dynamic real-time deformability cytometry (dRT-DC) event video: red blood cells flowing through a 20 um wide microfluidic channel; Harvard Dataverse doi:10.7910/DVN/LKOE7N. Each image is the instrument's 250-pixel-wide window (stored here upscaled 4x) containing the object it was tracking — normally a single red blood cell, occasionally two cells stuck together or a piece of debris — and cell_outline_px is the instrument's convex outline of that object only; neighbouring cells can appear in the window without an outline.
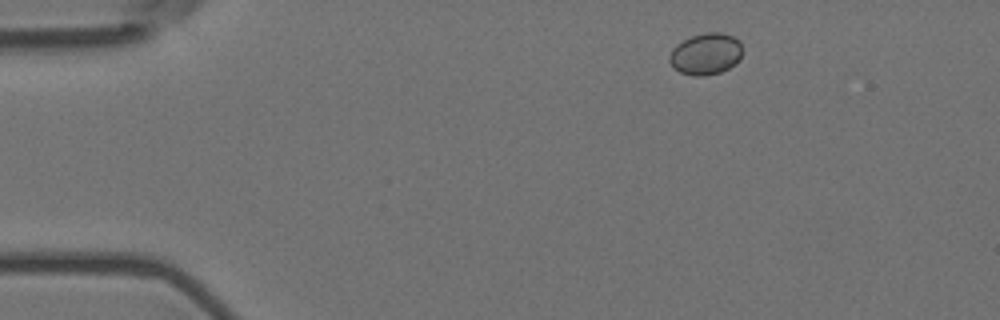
{"species": "Egyptian fruit bat (a non-hibernating species)", "species_latin": "Rousettus aegyptiacus", "temperature_condition": "room temperature", "stored_images_in_passage": 4, "camera_frame_rate_fps": 3000, "um_per_image_px": 0.085, "animal": {"sex": "female"}, "frame": {"image": 1, "passage_image": 1, "time_ms": 0.0, "image_size_px": [1000, 320], "cell_outline_px": [[744, 52], [740, 60], [736, 64], [720, 72], [704, 76], [692, 76], [680, 72], [672, 68], [668, 60], [668, 56], [672, 48], [676, 44], [692, 36], [704, 32], [720, 32], [732, 36], [740, 40]], "centroid_in_image_um": [60.0, 4.59], "position_along_channel_um": 25.0, "area_um2": 18.15}}
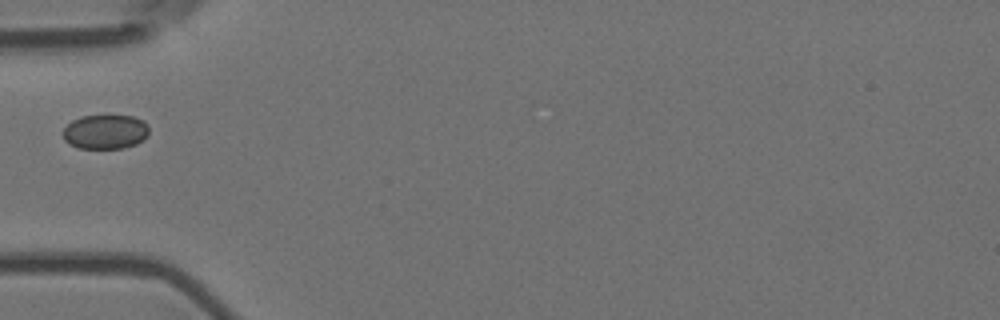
{"frame": {"image": 2, "passage_image": 4, "time_ms": 1.0, "image_size_px": [1000, 320], "cell_outline_px": [[148, 136], [144, 140], [136, 144], [124, 148], [80, 148], [68, 144], [64, 140], [64, 128], [72, 120], [80, 116], [132, 116], [144, 120], [148, 124]], "centroid_in_image_um": [8.98, 11.2], "position_along_channel_um": 76.0, "area_um2": 17.34}}